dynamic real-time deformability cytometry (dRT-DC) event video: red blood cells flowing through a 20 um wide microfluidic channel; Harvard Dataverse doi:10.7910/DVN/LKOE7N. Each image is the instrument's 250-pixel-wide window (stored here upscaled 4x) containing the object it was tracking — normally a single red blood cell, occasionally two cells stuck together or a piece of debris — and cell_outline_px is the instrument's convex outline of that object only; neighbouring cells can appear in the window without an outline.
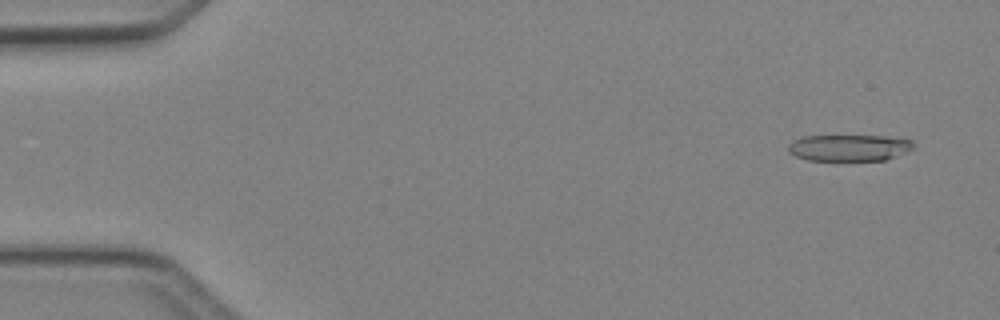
{"species": "Egyptian fruit bat (a non-hibernating species)", "species_latin": "Rousettus aegyptiacus", "temperature_condition": "cold", "stored_images_in_passage": 4, "camera_frame_rate_fps": 3000, "um_per_image_px": 0.085, "animal": {"sex": "female"}, "frame": {"image": 1, "passage_image": 1, "time_ms": 0.0, "image_size_px": [1000, 320], "cell_outline_px": [[912, 148], [908, 152], [884, 160], [808, 160], [796, 156], [788, 152], [788, 144], [792, 140], [804, 136], [884, 136], [912, 140]], "centroid_in_image_um": [72.14, 12.55], "position_along_channel_um": 12.9, "area_um2": 19.25}}
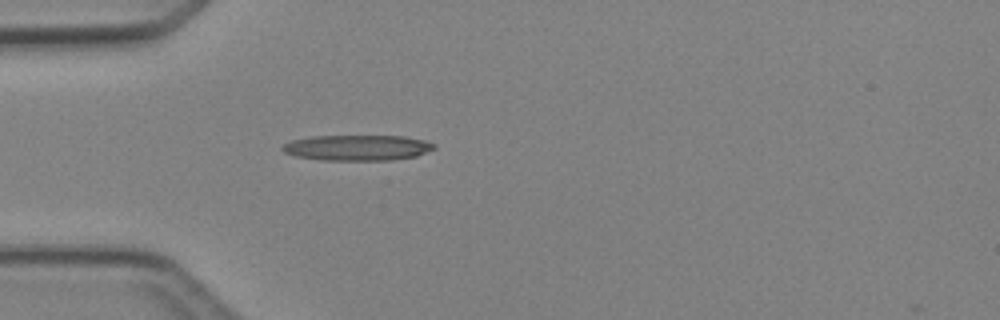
{"frame": {"image": 2, "passage_image": 4, "time_ms": 3.667, "image_size_px": [1000, 320], "cell_outline_px": [[436, 148], [416, 156], [392, 160], [320, 160], [296, 156], [284, 152], [280, 148], [284, 144], [292, 140], [312, 136], [404, 136], [424, 140], [436, 144]], "centroid_in_image_um": [30.38, 12.55], "position_along_channel_um": 54.6, "area_um2": 22.66}}